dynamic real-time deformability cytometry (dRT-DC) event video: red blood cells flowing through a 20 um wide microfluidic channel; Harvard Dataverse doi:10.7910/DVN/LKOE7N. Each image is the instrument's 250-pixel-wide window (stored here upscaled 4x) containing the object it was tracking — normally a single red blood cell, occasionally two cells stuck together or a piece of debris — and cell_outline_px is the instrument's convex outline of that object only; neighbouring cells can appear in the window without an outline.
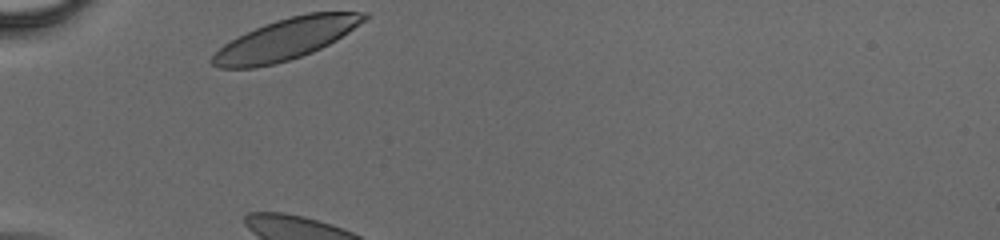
{"species": "human", "species_latin": "Homo sapiens", "temperature_condition": "cold", "stored_images_in_passage": 25, "camera_frame_rate_fps": 3000, "um_per_image_px": 0.085, "donor": {"sex": "male"}, "frame": {"image": 1, "passage_image": 1, "time_ms": 0.0, "image_size_px": [1000, 240], "cell_outline_px": [[368, 16], [364, 20], [348, 32], [336, 40], [312, 52], [276, 64], [256, 68], [220, 68], [212, 64], [212, 56], [224, 44], [264, 24], [276, 20], [308, 12], [368, 12]], "centroid_in_image_um": [24.3, 3.33], "position_along_channel_um": 60.7, "area_um2": 35.78}}
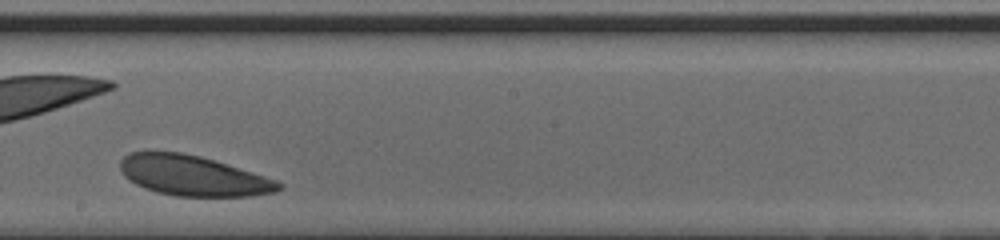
{"frame": {"image": 2, "passage_image": 15, "time_ms": 4.667, "image_size_px": [1000, 240], "cell_outline_px": [[284, 188], [276, 192], [252, 196], [176, 196], [156, 192], [144, 188], [128, 180], [124, 176], [120, 168], [120, 160], [128, 152], [180, 152], [200, 156], [264, 176], [276, 180], [284, 184]], "centroid_in_image_um": [16.4, 14.94], "position_along_channel_um": 231.8, "area_um2": 37.05}}
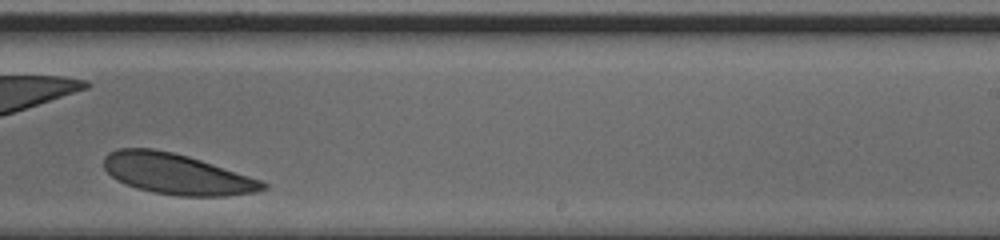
{"frame": {"image": 3, "passage_image": 18, "time_ms": 5.667, "image_size_px": [1000, 240], "cell_outline_px": [[268, 188], [256, 192], [224, 196], [180, 196], [152, 192], [136, 188], [124, 184], [116, 180], [104, 168], [104, 156], [108, 152], [120, 148], [152, 148], [172, 152], [188, 156], [260, 180], [268, 184]], "centroid_in_image_um": [14.98, 14.79], "position_along_channel_um": 274.0, "area_um2": 37.51}}